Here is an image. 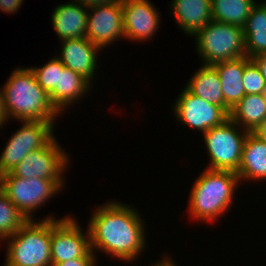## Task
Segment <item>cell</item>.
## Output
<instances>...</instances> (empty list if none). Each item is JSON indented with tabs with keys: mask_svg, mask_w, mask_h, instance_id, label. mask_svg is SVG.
<instances>
[{
	"mask_svg": "<svg viewBox=\"0 0 266 266\" xmlns=\"http://www.w3.org/2000/svg\"><path fill=\"white\" fill-rule=\"evenodd\" d=\"M239 183L236 172L205 169L191 189L188 204L190 216L198 221L218 220L230 209Z\"/></svg>",
	"mask_w": 266,
	"mask_h": 266,
	"instance_id": "3957f363",
	"label": "cell"
},
{
	"mask_svg": "<svg viewBox=\"0 0 266 266\" xmlns=\"http://www.w3.org/2000/svg\"><path fill=\"white\" fill-rule=\"evenodd\" d=\"M252 133L259 139L266 143V117L262 122L252 131Z\"/></svg>",
	"mask_w": 266,
	"mask_h": 266,
	"instance_id": "4dcf8cb0",
	"label": "cell"
},
{
	"mask_svg": "<svg viewBox=\"0 0 266 266\" xmlns=\"http://www.w3.org/2000/svg\"><path fill=\"white\" fill-rule=\"evenodd\" d=\"M97 258H76L69 261L52 264V266H96Z\"/></svg>",
	"mask_w": 266,
	"mask_h": 266,
	"instance_id": "4316f807",
	"label": "cell"
},
{
	"mask_svg": "<svg viewBox=\"0 0 266 266\" xmlns=\"http://www.w3.org/2000/svg\"><path fill=\"white\" fill-rule=\"evenodd\" d=\"M5 121L8 122V117H7V110L5 108L3 90L1 88V91H0V127L1 128H3L2 126L5 124Z\"/></svg>",
	"mask_w": 266,
	"mask_h": 266,
	"instance_id": "f546056e",
	"label": "cell"
},
{
	"mask_svg": "<svg viewBox=\"0 0 266 266\" xmlns=\"http://www.w3.org/2000/svg\"><path fill=\"white\" fill-rule=\"evenodd\" d=\"M92 85L81 74L64 67L59 70V89H54L50 94V101L61 114L67 105H72L87 94ZM77 100V101H76Z\"/></svg>",
	"mask_w": 266,
	"mask_h": 266,
	"instance_id": "d6986e66",
	"label": "cell"
},
{
	"mask_svg": "<svg viewBox=\"0 0 266 266\" xmlns=\"http://www.w3.org/2000/svg\"><path fill=\"white\" fill-rule=\"evenodd\" d=\"M64 186L63 181L40 178H20L10 172L2 175L1 191L27 220H34L32 213L53 198ZM32 214V215H31Z\"/></svg>",
	"mask_w": 266,
	"mask_h": 266,
	"instance_id": "52a82bcc",
	"label": "cell"
},
{
	"mask_svg": "<svg viewBox=\"0 0 266 266\" xmlns=\"http://www.w3.org/2000/svg\"><path fill=\"white\" fill-rule=\"evenodd\" d=\"M236 173L240 183L247 179L266 180V143L252 132H248L244 140L241 163Z\"/></svg>",
	"mask_w": 266,
	"mask_h": 266,
	"instance_id": "ac0fdd59",
	"label": "cell"
},
{
	"mask_svg": "<svg viewBox=\"0 0 266 266\" xmlns=\"http://www.w3.org/2000/svg\"><path fill=\"white\" fill-rule=\"evenodd\" d=\"M28 220L0 190V241L16 233Z\"/></svg>",
	"mask_w": 266,
	"mask_h": 266,
	"instance_id": "cb8c5ba5",
	"label": "cell"
},
{
	"mask_svg": "<svg viewBox=\"0 0 266 266\" xmlns=\"http://www.w3.org/2000/svg\"><path fill=\"white\" fill-rule=\"evenodd\" d=\"M255 0H211L212 20L244 27Z\"/></svg>",
	"mask_w": 266,
	"mask_h": 266,
	"instance_id": "603a6c76",
	"label": "cell"
},
{
	"mask_svg": "<svg viewBox=\"0 0 266 266\" xmlns=\"http://www.w3.org/2000/svg\"><path fill=\"white\" fill-rule=\"evenodd\" d=\"M61 57L57 58L65 67L81 74L90 83L94 79L97 68V53L102 49L91 43L87 38H74L60 41Z\"/></svg>",
	"mask_w": 266,
	"mask_h": 266,
	"instance_id": "5bb4252c",
	"label": "cell"
},
{
	"mask_svg": "<svg viewBox=\"0 0 266 266\" xmlns=\"http://www.w3.org/2000/svg\"><path fill=\"white\" fill-rule=\"evenodd\" d=\"M218 72L225 101V110H230L245 96L243 74L245 56L212 65Z\"/></svg>",
	"mask_w": 266,
	"mask_h": 266,
	"instance_id": "e0dca14e",
	"label": "cell"
},
{
	"mask_svg": "<svg viewBox=\"0 0 266 266\" xmlns=\"http://www.w3.org/2000/svg\"><path fill=\"white\" fill-rule=\"evenodd\" d=\"M88 9L86 38L91 43L104 49L120 37L124 39L122 0L94 5Z\"/></svg>",
	"mask_w": 266,
	"mask_h": 266,
	"instance_id": "7c38bea8",
	"label": "cell"
},
{
	"mask_svg": "<svg viewBox=\"0 0 266 266\" xmlns=\"http://www.w3.org/2000/svg\"><path fill=\"white\" fill-rule=\"evenodd\" d=\"M152 4L149 0H122L124 39L142 42L156 34L160 13Z\"/></svg>",
	"mask_w": 266,
	"mask_h": 266,
	"instance_id": "4fadbf2b",
	"label": "cell"
},
{
	"mask_svg": "<svg viewBox=\"0 0 266 266\" xmlns=\"http://www.w3.org/2000/svg\"><path fill=\"white\" fill-rule=\"evenodd\" d=\"M54 8L51 24L61 41L74 38H86L88 7L71 0Z\"/></svg>",
	"mask_w": 266,
	"mask_h": 266,
	"instance_id": "9a60e30c",
	"label": "cell"
},
{
	"mask_svg": "<svg viewBox=\"0 0 266 266\" xmlns=\"http://www.w3.org/2000/svg\"><path fill=\"white\" fill-rule=\"evenodd\" d=\"M98 207L87 227L90 249L94 253V249L101 250L127 262L137 259L146 248L145 226L139 211L118 201Z\"/></svg>",
	"mask_w": 266,
	"mask_h": 266,
	"instance_id": "6da1fadb",
	"label": "cell"
},
{
	"mask_svg": "<svg viewBox=\"0 0 266 266\" xmlns=\"http://www.w3.org/2000/svg\"><path fill=\"white\" fill-rule=\"evenodd\" d=\"M187 82L186 88L208 103L225 109L224 95L217 70L212 65H201Z\"/></svg>",
	"mask_w": 266,
	"mask_h": 266,
	"instance_id": "ffe728a7",
	"label": "cell"
},
{
	"mask_svg": "<svg viewBox=\"0 0 266 266\" xmlns=\"http://www.w3.org/2000/svg\"><path fill=\"white\" fill-rule=\"evenodd\" d=\"M1 183H2V174L0 173V190H1Z\"/></svg>",
	"mask_w": 266,
	"mask_h": 266,
	"instance_id": "836d02e7",
	"label": "cell"
},
{
	"mask_svg": "<svg viewBox=\"0 0 266 266\" xmlns=\"http://www.w3.org/2000/svg\"><path fill=\"white\" fill-rule=\"evenodd\" d=\"M174 261H172L170 258H168L167 256L165 258H163L162 260H157L155 262V264H153L152 266H176L174 263Z\"/></svg>",
	"mask_w": 266,
	"mask_h": 266,
	"instance_id": "d6a6232c",
	"label": "cell"
},
{
	"mask_svg": "<svg viewBox=\"0 0 266 266\" xmlns=\"http://www.w3.org/2000/svg\"><path fill=\"white\" fill-rule=\"evenodd\" d=\"M243 87L245 95L264 94L266 92L265 81L260 69L255 62L247 56H245Z\"/></svg>",
	"mask_w": 266,
	"mask_h": 266,
	"instance_id": "484cf974",
	"label": "cell"
},
{
	"mask_svg": "<svg viewBox=\"0 0 266 266\" xmlns=\"http://www.w3.org/2000/svg\"><path fill=\"white\" fill-rule=\"evenodd\" d=\"M55 121H21L22 126L6 143L0 156V173L11 172L32 151L47 146L55 137Z\"/></svg>",
	"mask_w": 266,
	"mask_h": 266,
	"instance_id": "ba28073f",
	"label": "cell"
},
{
	"mask_svg": "<svg viewBox=\"0 0 266 266\" xmlns=\"http://www.w3.org/2000/svg\"><path fill=\"white\" fill-rule=\"evenodd\" d=\"M193 36L203 65L246 56L244 32L240 26L212 20Z\"/></svg>",
	"mask_w": 266,
	"mask_h": 266,
	"instance_id": "5b68a950",
	"label": "cell"
},
{
	"mask_svg": "<svg viewBox=\"0 0 266 266\" xmlns=\"http://www.w3.org/2000/svg\"><path fill=\"white\" fill-rule=\"evenodd\" d=\"M240 129L238 124L228 118L222 125L203 133L210 158L208 169L238 171L244 140L248 134V131Z\"/></svg>",
	"mask_w": 266,
	"mask_h": 266,
	"instance_id": "8992f818",
	"label": "cell"
},
{
	"mask_svg": "<svg viewBox=\"0 0 266 266\" xmlns=\"http://www.w3.org/2000/svg\"><path fill=\"white\" fill-rule=\"evenodd\" d=\"M64 67L55 56L42 67H30V69L34 73L39 86L50 94L54 89H59V70H63Z\"/></svg>",
	"mask_w": 266,
	"mask_h": 266,
	"instance_id": "d4e9b609",
	"label": "cell"
},
{
	"mask_svg": "<svg viewBox=\"0 0 266 266\" xmlns=\"http://www.w3.org/2000/svg\"><path fill=\"white\" fill-rule=\"evenodd\" d=\"M266 117L264 94L245 95L229 112V119L252 132Z\"/></svg>",
	"mask_w": 266,
	"mask_h": 266,
	"instance_id": "7402d4cb",
	"label": "cell"
},
{
	"mask_svg": "<svg viewBox=\"0 0 266 266\" xmlns=\"http://www.w3.org/2000/svg\"><path fill=\"white\" fill-rule=\"evenodd\" d=\"M76 258H96L90 249L89 230L84 233L79 222L71 216L51 219L52 264Z\"/></svg>",
	"mask_w": 266,
	"mask_h": 266,
	"instance_id": "9c48e42d",
	"label": "cell"
},
{
	"mask_svg": "<svg viewBox=\"0 0 266 266\" xmlns=\"http://www.w3.org/2000/svg\"><path fill=\"white\" fill-rule=\"evenodd\" d=\"M170 9L177 25L190 36L212 21L211 0H172Z\"/></svg>",
	"mask_w": 266,
	"mask_h": 266,
	"instance_id": "2e32d148",
	"label": "cell"
},
{
	"mask_svg": "<svg viewBox=\"0 0 266 266\" xmlns=\"http://www.w3.org/2000/svg\"><path fill=\"white\" fill-rule=\"evenodd\" d=\"M261 71L266 85V52L260 53L251 58Z\"/></svg>",
	"mask_w": 266,
	"mask_h": 266,
	"instance_id": "f1b7e54d",
	"label": "cell"
},
{
	"mask_svg": "<svg viewBox=\"0 0 266 266\" xmlns=\"http://www.w3.org/2000/svg\"><path fill=\"white\" fill-rule=\"evenodd\" d=\"M24 0H0V11L15 14L22 6Z\"/></svg>",
	"mask_w": 266,
	"mask_h": 266,
	"instance_id": "83f0119b",
	"label": "cell"
},
{
	"mask_svg": "<svg viewBox=\"0 0 266 266\" xmlns=\"http://www.w3.org/2000/svg\"><path fill=\"white\" fill-rule=\"evenodd\" d=\"M28 220L8 241L4 266H52L51 219Z\"/></svg>",
	"mask_w": 266,
	"mask_h": 266,
	"instance_id": "277c9868",
	"label": "cell"
},
{
	"mask_svg": "<svg viewBox=\"0 0 266 266\" xmlns=\"http://www.w3.org/2000/svg\"><path fill=\"white\" fill-rule=\"evenodd\" d=\"M69 156L54 138L47 146L27 154L10 172L20 178L64 181Z\"/></svg>",
	"mask_w": 266,
	"mask_h": 266,
	"instance_id": "30bf717a",
	"label": "cell"
},
{
	"mask_svg": "<svg viewBox=\"0 0 266 266\" xmlns=\"http://www.w3.org/2000/svg\"><path fill=\"white\" fill-rule=\"evenodd\" d=\"M173 107L176 120L202 134L222 125L229 118V113L223 107L208 103L192 94L186 87Z\"/></svg>",
	"mask_w": 266,
	"mask_h": 266,
	"instance_id": "8fae6325",
	"label": "cell"
},
{
	"mask_svg": "<svg viewBox=\"0 0 266 266\" xmlns=\"http://www.w3.org/2000/svg\"><path fill=\"white\" fill-rule=\"evenodd\" d=\"M243 32L247 57L266 52V1L252 7Z\"/></svg>",
	"mask_w": 266,
	"mask_h": 266,
	"instance_id": "44dd1931",
	"label": "cell"
},
{
	"mask_svg": "<svg viewBox=\"0 0 266 266\" xmlns=\"http://www.w3.org/2000/svg\"><path fill=\"white\" fill-rule=\"evenodd\" d=\"M86 7H91L94 5L106 4L117 0H75Z\"/></svg>",
	"mask_w": 266,
	"mask_h": 266,
	"instance_id": "1f68e13d",
	"label": "cell"
},
{
	"mask_svg": "<svg viewBox=\"0 0 266 266\" xmlns=\"http://www.w3.org/2000/svg\"><path fill=\"white\" fill-rule=\"evenodd\" d=\"M2 90L9 119L19 121H56L60 113L50 101L30 68H15Z\"/></svg>",
	"mask_w": 266,
	"mask_h": 266,
	"instance_id": "7a4b0ae2",
	"label": "cell"
}]
</instances>
